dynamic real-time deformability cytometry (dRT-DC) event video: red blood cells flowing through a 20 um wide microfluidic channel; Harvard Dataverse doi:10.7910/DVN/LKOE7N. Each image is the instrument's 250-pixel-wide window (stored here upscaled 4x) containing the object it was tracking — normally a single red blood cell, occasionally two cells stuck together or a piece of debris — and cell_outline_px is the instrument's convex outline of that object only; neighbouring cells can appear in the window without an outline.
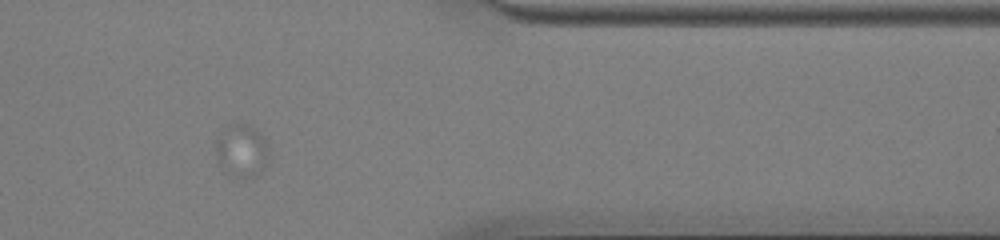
{"species": "common noctule bat (a hibernating species)", "species_latin": "Nyctalus noctula", "temperature_condition": "cold", "stored_images_in_passage": 38, "camera_frame_rate_fps": 3000, "um_per_image_px": 0.085, "animal": {"sex": "male", "body_mass_g": 13.0, "forearm_length_mm": 53.1}, "frame": {"image": 1, "passage_image": 33, "time_ms": 10.667, "image_size_px": [1000, 240], "cell_outline_px": [[268, 160], [264, 168], [256, 172], [244, 176], [236, 176], [224, 172], [216, 160], [216, 140], [224, 124], [248, 124], [256, 128], [268, 144]], "centroid_in_image_um": [20.5, 12.74], "position_along_channel_um": 390.9, "area_um2": 16.3}}